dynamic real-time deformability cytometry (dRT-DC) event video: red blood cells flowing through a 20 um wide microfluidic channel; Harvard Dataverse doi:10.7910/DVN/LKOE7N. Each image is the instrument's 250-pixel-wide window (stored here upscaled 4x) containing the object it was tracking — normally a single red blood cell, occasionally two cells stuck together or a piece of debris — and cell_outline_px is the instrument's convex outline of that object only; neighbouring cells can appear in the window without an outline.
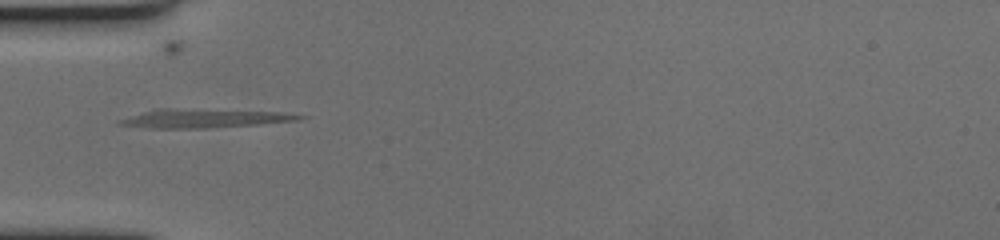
{"species": "human", "species_latin": "Homo sapiens", "temperature_condition": "cold", "stored_images_in_passage": 41, "camera_frame_rate_fps": 3000, "um_per_image_px": 0.085, "donor": {"sex": "female"}, "frame": {"image": 1, "passage_image": 1, "time_ms": 0.0, "image_size_px": [1000, 240], "cell_outline_px": [[308, 116], [300, 120], [260, 124], [208, 128], [152, 128], [116, 124], [116, 120], [156, 108], [168, 108], [280, 112]], "centroid_in_image_um": [17.32, 10.06], "position_along_channel_um": 67.7, "area_um2": 19.59}}
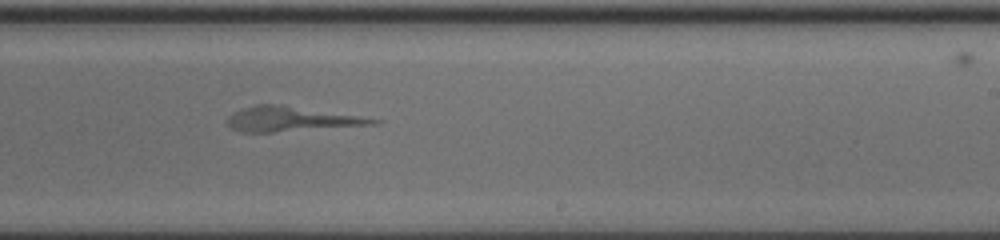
{"frame": {"image": 2, "passage_image": 18, "time_ms": 5.667, "image_size_px": [1000, 240], "cell_outline_px": [[384, 120], [380, 124], [272, 132], [240, 132], [232, 128], [224, 120], [232, 112], [256, 104], [280, 104], [360, 116]], "centroid_in_image_um": [24.73, 10.11], "position_along_channel_um": 264.3, "area_um2": 21.1}}
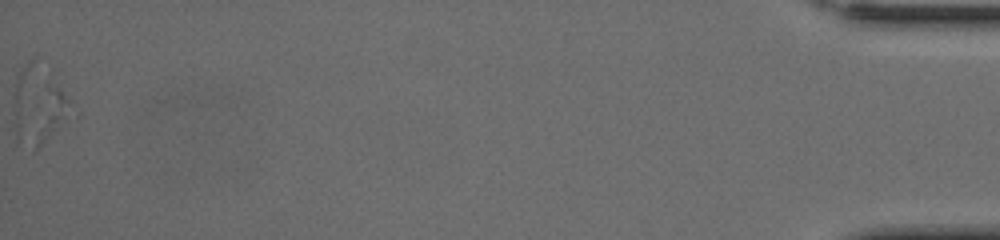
{"frame": {"image": 3, "passage_image": 41, "time_ms": 13.333, "image_size_px": [1000, 240], "cell_outline_px": [[80, 116], [32, 152], [16, 136], [16, 80], [20, 72], [32, 60], [80, 112]], "centroid_in_image_um": [3.43, 9.17], "position_along_channel_um": 431.8, "area_um2": 25.37}}